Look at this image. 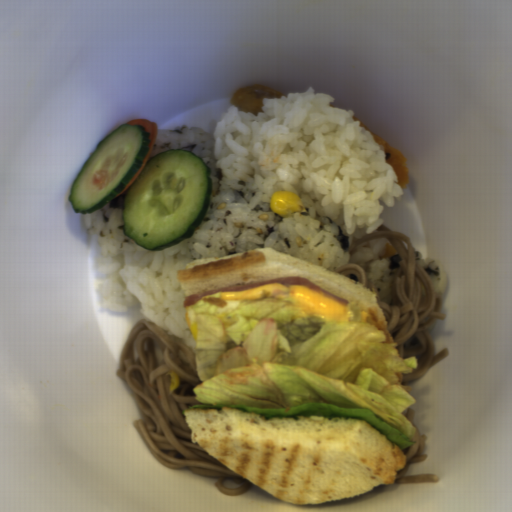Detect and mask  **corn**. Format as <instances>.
<instances>
[{
	"mask_svg": "<svg viewBox=\"0 0 512 512\" xmlns=\"http://www.w3.org/2000/svg\"><path fill=\"white\" fill-rule=\"evenodd\" d=\"M270 210L278 216L285 217L303 210L304 205L299 196L289 190L275 191L269 200Z\"/></svg>",
	"mask_w": 512,
	"mask_h": 512,
	"instance_id": "51d56268",
	"label": "corn"
},
{
	"mask_svg": "<svg viewBox=\"0 0 512 512\" xmlns=\"http://www.w3.org/2000/svg\"><path fill=\"white\" fill-rule=\"evenodd\" d=\"M168 376H169V389H170V391L173 392L180 385L179 376H178L177 372L173 371V370L171 372H169Z\"/></svg>",
	"mask_w": 512,
	"mask_h": 512,
	"instance_id": "f1292c28",
	"label": "corn"
}]
</instances>
